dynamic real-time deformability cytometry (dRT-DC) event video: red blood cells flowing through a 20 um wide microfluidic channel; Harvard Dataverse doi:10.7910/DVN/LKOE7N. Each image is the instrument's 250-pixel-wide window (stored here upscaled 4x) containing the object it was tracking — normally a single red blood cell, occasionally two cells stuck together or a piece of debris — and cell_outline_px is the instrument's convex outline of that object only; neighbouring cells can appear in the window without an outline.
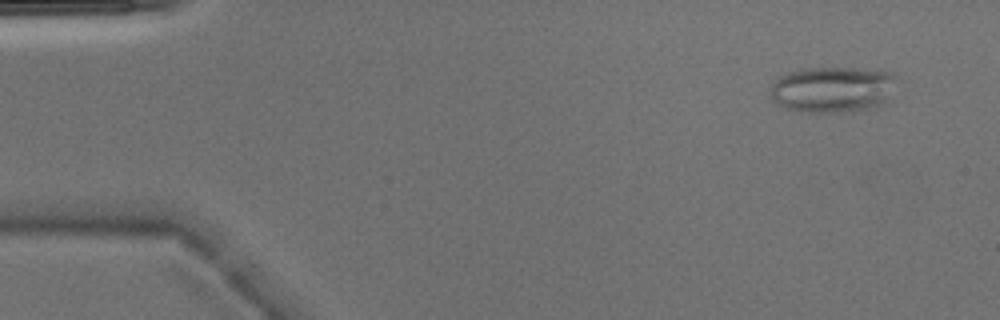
{"species": "Egyptian fruit bat (a non-hibernating species)", "species_latin": "Rousettus aegyptiacus", "temperature_condition": "warm", "stored_images_in_passage": 4, "camera_frame_rate_fps": 3000, "um_per_image_px": 0.085, "animal": {"sex": "male"}, "frame": {"image": 1, "passage_image": 1, "time_ms": 0.0, "image_size_px": [1000, 320], "cell_outline_px": [[896, 76], [888, 104], [880, 108], [860, 112], [808, 112], [788, 108], [776, 104], [772, 100], [772, 84], [780, 76], [788, 72], [804, 68], [880, 68], [896, 72]], "centroid_in_image_um": [70.91, 7.61], "position_along_channel_um": 14.1, "area_um2": 34.91}}